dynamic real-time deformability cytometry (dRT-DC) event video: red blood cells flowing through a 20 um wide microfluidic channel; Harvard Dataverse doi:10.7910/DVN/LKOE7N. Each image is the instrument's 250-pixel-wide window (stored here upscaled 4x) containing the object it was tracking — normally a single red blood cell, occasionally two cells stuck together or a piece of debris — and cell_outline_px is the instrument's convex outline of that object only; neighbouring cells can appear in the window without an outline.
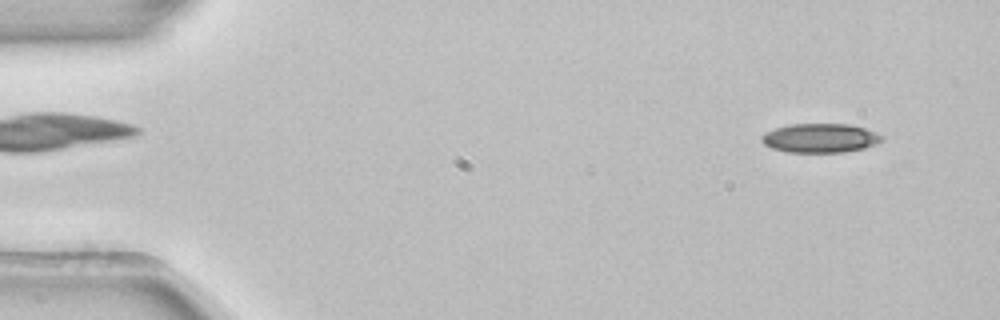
{"species": "common noctule bat (a hibernating species)", "species_latin": "Nyctalus noctula", "temperature_condition": "room temperature", "stored_images_in_passage": 52, "camera_frame_rate_fps": 3000, "um_per_image_px": 0.085, "animal": {"sex": "female", "body_mass_g": 22.7, "forearm_length_mm": 54.2}, "frame": {"image": 1, "passage_image": 4, "time_ms": 1.0, "image_size_px": [1000, 320], "cell_outline_px": [[884, 140], [876, 144], [864, 148], [844, 152], [788, 152], [772, 148], [764, 144], [760, 140], [760, 136], [764, 132], [788, 124], [848, 124], [864, 128], [876, 132], [884, 136]], "centroid_in_image_um": [69.71, 11.73], "position_along_channel_um": 15.3, "area_um2": 20.52}}
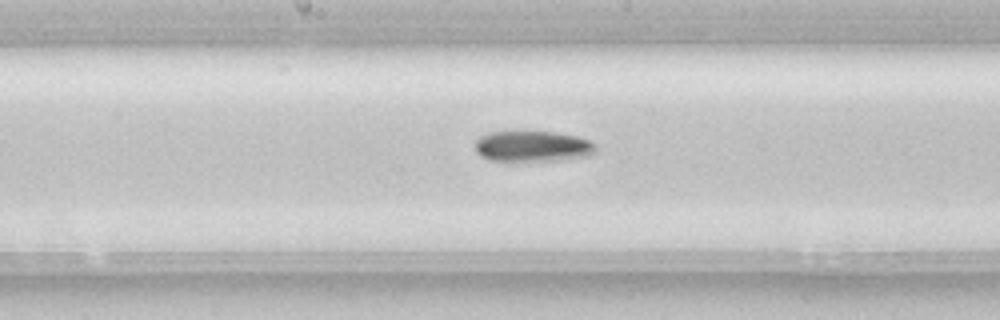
{"frame": {"image": 2, "passage_image": 27, "time_ms": 8.667, "image_size_px": [1000, 320], "cell_outline_px": [[596, 152], [588, 156], [560, 160], [488, 160], [480, 156], [476, 152], [476, 140], [480, 136], [488, 132], [556, 132], [576, 136], [592, 140], [596, 144]], "centroid_in_image_um": [45.31, 12.43], "position_along_channel_um": 202.9, "area_um2": 21.68}}
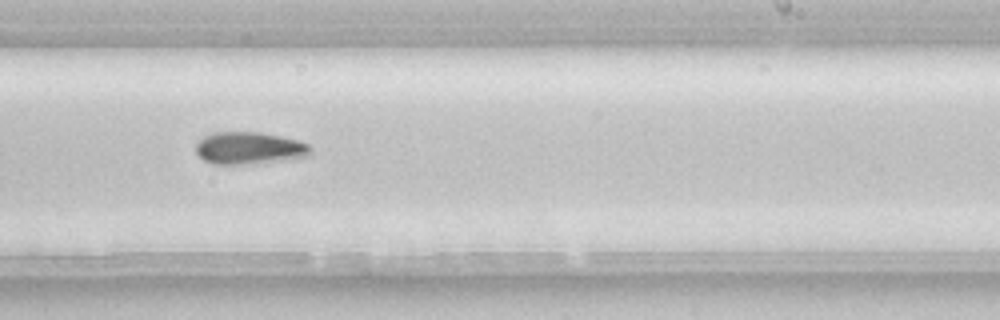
{"frame": {"image": 3, "passage_image": 32, "time_ms": 10.333, "image_size_px": [1000, 320], "cell_outline_px": [[312, 152], [308, 156], [240, 164], [212, 164], [204, 160], [196, 152], [196, 144], [204, 136], [212, 132], [260, 132], [280, 136], [296, 140], [308, 144], [312, 148]], "centroid_in_image_um": [21.15, 12.57], "position_along_channel_um": 267.9, "area_um2": 21.15}}